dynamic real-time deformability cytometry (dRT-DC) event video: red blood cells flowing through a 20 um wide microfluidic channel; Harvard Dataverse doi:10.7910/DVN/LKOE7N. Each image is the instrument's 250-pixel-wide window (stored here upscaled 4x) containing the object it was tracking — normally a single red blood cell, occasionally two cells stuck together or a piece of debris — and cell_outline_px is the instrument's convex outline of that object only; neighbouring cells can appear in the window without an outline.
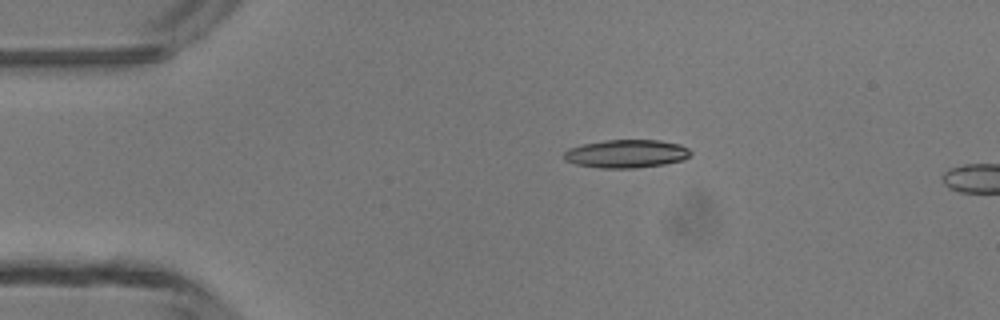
{"species": "common noctule bat (a hibernating species)", "species_latin": "Nyctalus noctula", "temperature_condition": "room temperature", "stored_images_in_passage": 2, "camera_frame_rate_fps": 3000, "um_per_image_px": 0.085, "animal": {"sex": "male", "body_mass_g": 13.3}, "frame": {"image": 1, "passage_image": 1, "time_ms": 0.0, "image_size_px": [1000, 320], "cell_outline_px": [[692, 152], [684, 160], [664, 164], [636, 168], [600, 168], [576, 164], [564, 160], [564, 152], [568, 148], [584, 144], [604, 140], [660, 140], [680, 144], [688, 148]], "centroid_in_image_um": [53.25, 13.06], "position_along_channel_um": 31.8, "area_um2": 20.87}}